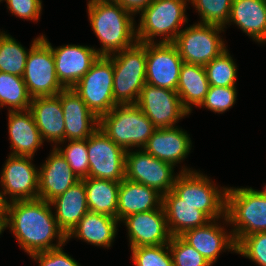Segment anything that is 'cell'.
Here are the masks:
<instances>
[{"mask_svg": "<svg viewBox=\"0 0 266 266\" xmlns=\"http://www.w3.org/2000/svg\"><path fill=\"white\" fill-rule=\"evenodd\" d=\"M10 202L7 203L5 227H10L19 245L30 256L58 248L67 241L52 214L50 202L39 198ZM56 237L57 245L51 242Z\"/></svg>", "mask_w": 266, "mask_h": 266, "instance_id": "1", "label": "cell"}, {"mask_svg": "<svg viewBox=\"0 0 266 266\" xmlns=\"http://www.w3.org/2000/svg\"><path fill=\"white\" fill-rule=\"evenodd\" d=\"M87 7L92 29L102 43L101 50H96L99 56H110L138 42L133 13L119 3L95 2Z\"/></svg>", "mask_w": 266, "mask_h": 266, "instance_id": "2", "label": "cell"}, {"mask_svg": "<svg viewBox=\"0 0 266 266\" xmlns=\"http://www.w3.org/2000/svg\"><path fill=\"white\" fill-rule=\"evenodd\" d=\"M224 220L235 225L236 245L245 237L266 232V194L250 188H227Z\"/></svg>", "mask_w": 266, "mask_h": 266, "instance_id": "3", "label": "cell"}, {"mask_svg": "<svg viewBox=\"0 0 266 266\" xmlns=\"http://www.w3.org/2000/svg\"><path fill=\"white\" fill-rule=\"evenodd\" d=\"M99 128L123 149L141 147L157 129L136 104L116 105L99 117Z\"/></svg>", "mask_w": 266, "mask_h": 266, "instance_id": "4", "label": "cell"}, {"mask_svg": "<svg viewBox=\"0 0 266 266\" xmlns=\"http://www.w3.org/2000/svg\"><path fill=\"white\" fill-rule=\"evenodd\" d=\"M114 56V57H113ZM113 62V97L117 105L136 104L146 84V43L107 56Z\"/></svg>", "mask_w": 266, "mask_h": 266, "instance_id": "5", "label": "cell"}, {"mask_svg": "<svg viewBox=\"0 0 266 266\" xmlns=\"http://www.w3.org/2000/svg\"><path fill=\"white\" fill-rule=\"evenodd\" d=\"M186 1L189 0H153L141 10V19L136 29L139 43H153L155 36H165L160 42H174L187 22L185 16Z\"/></svg>", "mask_w": 266, "mask_h": 266, "instance_id": "6", "label": "cell"}, {"mask_svg": "<svg viewBox=\"0 0 266 266\" xmlns=\"http://www.w3.org/2000/svg\"><path fill=\"white\" fill-rule=\"evenodd\" d=\"M226 190H218L206 176L186 168L177 175L172 188L182 202L195 206L212 221L226 215Z\"/></svg>", "mask_w": 266, "mask_h": 266, "instance_id": "7", "label": "cell"}, {"mask_svg": "<svg viewBox=\"0 0 266 266\" xmlns=\"http://www.w3.org/2000/svg\"><path fill=\"white\" fill-rule=\"evenodd\" d=\"M113 83V62L107 56H99L71 89L99 118L117 105L113 97Z\"/></svg>", "mask_w": 266, "mask_h": 266, "instance_id": "8", "label": "cell"}, {"mask_svg": "<svg viewBox=\"0 0 266 266\" xmlns=\"http://www.w3.org/2000/svg\"><path fill=\"white\" fill-rule=\"evenodd\" d=\"M23 80L32 98L56 96L65 89L56 76L52 49L42 36L34 39L29 49Z\"/></svg>", "mask_w": 266, "mask_h": 266, "instance_id": "9", "label": "cell"}, {"mask_svg": "<svg viewBox=\"0 0 266 266\" xmlns=\"http://www.w3.org/2000/svg\"><path fill=\"white\" fill-rule=\"evenodd\" d=\"M223 27L197 23L179 32L173 42L183 62L205 66L226 50L219 32Z\"/></svg>", "mask_w": 266, "mask_h": 266, "instance_id": "10", "label": "cell"}, {"mask_svg": "<svg viewBox=\"0 0 266 266\" xmlns=\"http://www.w3.org/2000/svg\"><path fill=\"white\" fill-rule=\"evenodd\" d=\"M88 177L121 182L125 179L126 150L108 138L98 127L87 138Z\"/></svg>", "mask_w": 266, "mask_h": 266, "instance_id": "11", "label": "cell"}, {"mask_svg": "<svg viewBox=\"0 0 266 266\" xmlns=\"http://www.w3.org/2000/svg\"><path fill=\"white\" fill-rule=\"evenodd\" d=\"M174 166L153 157L144 150L126 151L125 178L149 186L164 195L173 188Z\"/></svg>", "mask_w": 266, "mask_h": 266, "instance_id": "12", "label": "cell"}, {"mask_svg": "<svg viewBox=\"0 0 266 266\" xmlns=\"http://www.w3.org/2000/svg\"><path fill=\"white\" fill-rule=\"evenodd\" d=\"M183 60L173 42L146 43V83L177 90Z\"/></svg>", "mask_w": 266, "mask_h": 266, "instance_id": "13", "label": "cell"}, {"mask_svg": "<svg viewBox=\"0 0 266 266\" xmlns=\"http://www.w3.org/2000/svg\"><path fill=\"white\" fill-rule=\"evenodd\" d=\"M136 105L156 128H171L189 114L176 91L145 84Z\"/></svg>", "mask_w": 266, "mask_h": 266, "instance_id": "14", "label": "cell"}, {"mask_svg": "<svg viewBox=\"0 0 266 266\" xmlns=\"http://www.w3.org/2000/svg\"><path fill=\"white\" fill-rule=\"evenodd\" d=\"M30 160V156L9 155L0 181L3 197L9 194L12 201L38 198L39 171Z\"/></svg>", "mask_w": 266, "mask_h": 266, "instance_id": "15", "label": "cell"}, {"mask_svg": "<svg viewBox=\"0 0 266 266\" xmlns=\"http://www.w3.org/2000/svg\"><path fill=\"white\" fill-rule=\"evenodd\" d=\"M42 40L52 49L56 76L65 89H71L99 57L92 47L65 45L53 48L44 35Z\"/></svg>", "mask_w": 266, "mask_h": 266, "instance_id": "16", "label": "cell"}, {"mask_svg": "<svg viewBox=\"0 0 266 266\" xmlns=\"http://www.w3.org/2000/svg\"><path fill=\"white\" fill-rule=\"evenodd\" d=\"M121 221L126 223L130 248L169 244L172 238L163 206L148 212L128 215Z\"/></svg>", "mask_w": 266, "mask_h": 266, "instance_id": "17", "label": "cell"}, {"mask_svg": "<svg viewBox=\"0 0 266 266\" xmlns=\"http://www.w3.org/2000/svg\"><path fill=\"white\" fill-rule=\"evenodd\" d=\"M57 96L64 113L65 139H87L99 127V118L72 89H64Z\"/></svg>", "mask_w": 266, "mask_h": 266, "instance_id": "18", "label": "cell"}, {"mask_svg": "<svg viewBox=\"0 0 266 266\" xmlns=\"http://www.w3.org/2000/svg\"><path fill=\"white\" fill-rule=\"evenodd\" d=\"M39 169L38 198L51 202L79 181L66 159L54 147Z\"/></svg>", "mask_w": 266, "mask_h": 266, "instance_id": "19", "label": "cell"}, {"mask_svg": "<svg viewBox=\"0 0 266 266\" xmlns=\"http://www.w3.org/2000/svg\"><path fill=\"white\" fill-rule=\"evenodd\" d=\"M29 110L43 141L58 144L65 141L64 113L57 95L32 98Z\"/></svg>", "mask_w": 266, "mask_h": 266, "instance_id": "20", "label": "cell"}, {"mask_svg": "<svg viewBox=\"0 0 266 266\" xmlns=\"http://www.w3.org/2000/svg\"><path fill=\"white\" fill-rule=\"evenodd\" d=\"M191 144L189 135L176 126L157 128L143 149L153 157L175 166L189 154Z\"/></svg>", "mask_w": 266, "mask_h": 266, "instance_id": "21", "label": "cell"}, {"mask_svg": "<svg viewBox=\"0 0 266 266\" xmlns=\"http://www.w3.org/2000/svg\"><path fill=\"white\" fill-rule=\"evenodd\" d=\"M213 222L210 221L203 226L187 230L180 235L186 243L194 247L211 265L216 262L222 249L236 252L237 246L233 234L227 235L223 227L221 228L215 223V219Z\"/></svg>", "mask_w": 266, "mask_h": 266, "instance_id": "22", "label": "cell"}, {"mask_svg": "<svg viewBox=\"0 0 266 266\" xmlns=\"http://www.w3.org/2000/svg\"><path fill=\"white\" fill-rule=\"evenodd\" d=\"M162 202L163 195L157 190L125 178L118 190L117 219L161 208Z\"/></svg>", "mask_w": 266, "mask_h": 266, "instance_id": "23", "label": "cell"}, {"mask_svg": "<svg viewBox=\"0 0 266 266\" xmlns=\"http://www.w3.org/2000/svg\"><path fill=\"white\" fill-rule=\"evenodd\" d=\"M24 112L9 110V140L13 148L10 155L33 157L43 140L30 110L26 109Z\"/></svg>", "mask_w": 266, "mask_h": 266, "instance_id": "24", "label": "cell"}, {"mask_svg": "<svg viewBox=\"0 0 266 266\" xmlns=\"http://www.w3.org/2000/svg\"><path fill=\"white\" fill-rule=\"evenodd\" d=\"M50 203L56 206V222L67 236L89 211L84 181L79 180Z\"/></svg>", "mask_w": 266, "mask_h": 266, "instance_id": "25", "label": "cell"}, {"mask_svg": "<svg viewBox=\"0 0 266 266\" xmlns=\"http://www.w3.org/2000/svg\"><path fill=\"white\" fill-rule=\"evenodd\" d=\"M162 206L172 236H180L187 230L212 221L204 212L195 209V206L182 202L172 190L163 195Z\"/></svg>", "mask_w": 266, "mask_h": 266, "instance_id": "26", "label": "cell"}, {"mask_svg": "<svg viewBox=\"0 0 266 266\" xmlns=\"http://www.w3.org/2000/svg\"><path fill=\"white\" fill-rule=\"evenodd\" d=\"M229 22L257 42L266 41V0H233Z\"/></svg>", "mask_w": 266, "mask_h": 266, "instance_id": "27", "label": "cell"}, {"mask_svg": "<svg viewBox=\"0 0 266 266\" xmlns=\"http://www.w3.org/2000/svg\"><path fill=\"white\" fill-rule=\"evenodd\" d=\"M117 218L88 211L67 235L78 237L92 245L110 247L117 232Z\"/></svg>", "mask_w": 266, "mask_h": 266, "instance_id": "28", "label": "cell"}, {"mask_svg": "<svg viewBox=\"0 0 266 266\" xmlns=\"http://www.w3.org/2000/svg\"><path fill=\"white\" fill-rule=\"evenodd\" d=\"M209 82L205 67L199 64L183 62L176 92L183 108L190 114L191 104L200 106L208 93Z\"/></svg>", "mask_w": 266, "mask_h": 266, "instance_id": "29", "label": "cell"}, {"mask_svg": "<svg viewBox=\"0 0 266 266\" xmlns=\"http://www.w3.org/2000/svg\"><path fill=\"white\" fill-rule=\"evenodd\" d=\"M82 180L85 184L89 211L117 218L120 182L91 177Z\"/></svg>", "mask_w": 266, "mask_h": 266, "instance_id": "30", "label": "cell"}, {"mask_svg": "<svg viewBox=\"0 0 266 266\" xmlns=\"http://www.w3.org/2000/svg\"><path fill=\"white\" fill-rule=\"evenodd\" d=\"M30 96L23 77L0 71V107L9 105L12 111L29 109Z\"/></svg>", "mask_w": 266, "mask_h": 266, "instance_id": "31", "label": "cell"}, {"mask_svg": "<svg viewBox=\"0 0 266 266\" xmlns=\"http://www.w3.org/2000/svg\"><path fill=\"white\" fill-rule=\"evenodd\" d=\"M29 52L10 35L0 32V71L23 77Z\"/></svg>", "mask_w": 266, "mask_h": 266, "instance_id": "32", "label": "cell"}, {"mask_svg": "<svg viewBox=\"0 0 266 266\" xmlns=\"http://www.w3.org/2000/svg\"><path fill=\"white\" fill-rule=\"evenodd\" d=\"M204 67L210 86L235 87L237 68L227 49Z\"/></svg>", "mask_w": 266, "mask_h": 266, "instance_id": "33", "label": "cell"}, {"mask_svg": "<svg viewBox=\"0 0 266 266\" xmlns=\"http://www.w3.org/2000/svg\"><path fill=\"white\" fill-rule=\"evenodd\" d=\"M202 19L200 23L225 27L231 14L233 0H189ZM203 21V22H202Z\"/></svg>", "mask_w": 266, "mask_h": 266, "instance_id": "34", "label": "cell"}, {"mask_svg": "<svg viewBox=\"0 0 266 266\" xmlns=\"http://www.w3.org/2000/svg\"><path fill=\"white\" fill-rule=\"evenodd\" d=\"M55 148L66 159L71 167L73 173L79 180L88 178L89 174V156L87 150V139L83 140H70V143L65 149Z\"/></svg>", "mask_w": 266, "mask_h": 266, "instance_id": "35", "label": "cell"}, {"mask_svg": "<svg viewBox=\"0 0 266 266\" xmlns=\"http://www.w3.org/2000/svg\"><path fill=\"white\" fill-rule=\"evenodd\" d=\"M169 244L133 247L132 261L135 266H174ZM169 253V254H168Z\"/></svg>", "mask_w": 266, "mask_h": 266, "instance_id": "36", "label": "cell"}, {"mask_svg": "<svg viewBox=\"0 0 266 266\" xmlns=\"http://www.w3.org/2000/svg\"><path fill=\"white\" fill-rule=\"evenodd\" d=\"M168 251L171 252L174 266H211L207 259L180 236H172Z\"/></svg>", "mask_w": 266, "mask_h": 266, "instance_id": "37", "label": "cell"}, {"mask_svg": "<svg viewBox=\"0 0 266 266\" xmlns=\"http://www.w3.org/2000/svg\"><path fill=\"white\" fill-rule=\"evenodd\" d=\"M236 253L248 257L260 266H266V232L245 236L237 244Z\"/></svg>", "mask_w": 266, "mask_h": 266, "instance_id": "38", "label": "cell"}, {"mask_svg": "<svg viewBox=\"0 0 266 266\" xmlns=\"http://www.w3.org/2000/svg\"><path fill=\"white\" fill-rule=\"evenodd\" d=\"M236 87L209 86L200 107H206L216 113H223L236 102Z\"/></svg>", "mask_w": 266, "mask_h": 266, "instance_id": "39", "label": "cell"}, {"mask_svg": "<svg viewBox=\"0 0 266 266\" xmlns=\"http://www.w3.org/2000/svg\"><path fill=\"white\" fill-rule=\"evenodd\" d=\"M7 7L16 16L38 21L42 10L41 0H5Z\"/></svg>", "mask_w": 266, "mask_h": 266, "instance_id": "40", "label": "cell"}, {"mask_svg": "<svg viewBox=\"0 0 266 266\" xmlns=\"http://www.w3.org/2000/svg\"><path fill=\"white\" fill-rule=\"evenodd\" d=\"M31 257L36 261L38 260L40 266H80L76 260L64 253L61 246L48 251L34 253Z\"/></svg>", "mask_w": 266, "mask_h": 266, "instance_id": "41", "label": "cell"}, {"mask_svg": "<svg viewBox=\"0 0 266 266\" xmlns=\"http://www.w3.org/2000/svg\"><path fill=\"white\" fill-rule=\"evenodd\" d=\"M153 0H116L123 8L134 15L147 7Z\"/></svg>", "mask_w": 266, "mask_h": 266, "instance_id": "42", "label": "cell"}, {"mask_svg": "<svg viewBox=\"0 0 266 266\" xmlns=\"http://www.w3.org/2000/svg\"><path fill=\"white\" fill-rule=\"evenodd\" d=\"M6 197H3L2 192H0V219L6 218L7 203L9 202Z\"/></svg>", "mask_w": 266, "mask_h": 266, "instance_id": "43", "label": "cell"}, {"mask_svg": "<svg viewBox=\"0 0 266 266\" xmlns=\"http://www.w3.org/2000/svg\"><path fill=\"white\" fill-rule=\"evenodd\" d=\"M3 229H6L5 219H0V234L2 233V231H4Z\"/></svg>", "mask_w": 266, "mask_h": 266, "instance_id": "44", "label": "cell"}, {"mask_svg": "<svg viewBox=\"0 0 266 266\" xmlns=\"http://www.w3.org/2000/svg\"><path fill=\"white\" fill-rule=\"evenodd\" d=\"M110 1H116V0H89L88 4L95 3V2H110Z\"/></svg>", "mask_w": 266, "mask_h": 266, "instance_id": "45", "label": "cell"}, {"mask_svg": "<svg viewBox=\"0 0 266 266\" xmlns=\"http://www.w3.org/2000/svg\"><path fill=\"white\" fill-rule=\"evenodd\" d=\"M262 193H265L266 194V186L264 187V190L260 191Z\"/></svg>", "mask_w": 266, "mask_h": 266, "instance_id": "46", "label": "cell"}]
</instances>
